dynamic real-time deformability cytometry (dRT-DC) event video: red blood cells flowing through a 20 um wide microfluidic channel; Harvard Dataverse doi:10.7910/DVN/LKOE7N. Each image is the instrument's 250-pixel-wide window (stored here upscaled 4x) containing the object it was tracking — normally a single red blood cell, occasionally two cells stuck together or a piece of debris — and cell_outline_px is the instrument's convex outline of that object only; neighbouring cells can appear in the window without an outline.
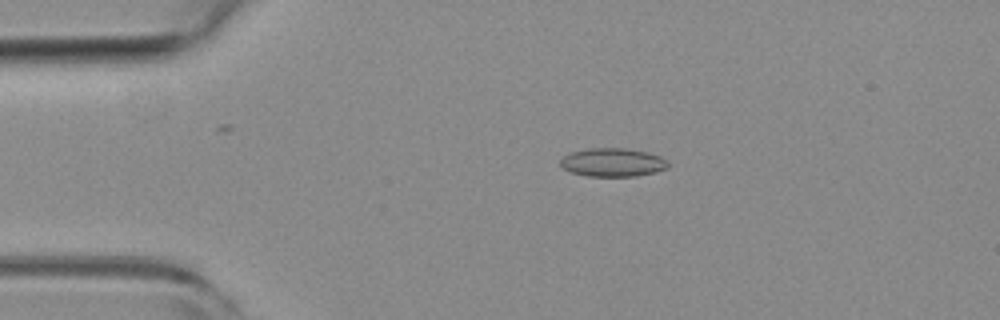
{"species": "common noctule bat (a hibernating species)", "species_latin": "Nyctalus noctula", "temperature_condition": "room temperature", "stored_images_in_passage": 53, "camera_frame_rate_fps": 3000, "um_per_image_px": 0.085, "animal": {"sex": "female", "body_mass_g": 19.3, "forearm_length_mm": 54.1}, "frame": {"image": 1, "passage_image": 10, "time_ms": 3.0, "image_size_px": [1000, 320], "cell_outline_px": [[668, 168], [656, 172], [636, 176], [588, 176], [572, 172], [564, 168], [560, 164], [560, 160], [564, 156], [572, 152], [592, 148], [624, 148], [648, 152], [660, 156], [668, 164]], "centroid_in_image_um": [52.1, 13.8], "position_along_channel_um": 32.9, "area_um2": 17.69}}
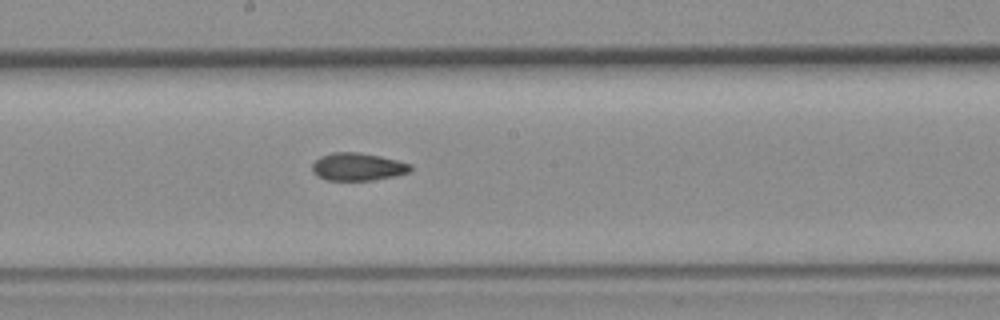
{"frame": {"image": 2, "passage_image": 28, "time_ms": 9.0, "image_size_px": [1000, 320], "cell_outline_px": [[412, 168], [408, 172], [396, 176], [372, 180], [328, 180], [316, 176], [312, 172], [312, 164], [320, 156], [332, 152], [356, 152], [380, 156], [412, 164]], "centroid_in_image_um": [30.39, 14.18], "position_along_channel_um": 217.8, "area_um2": 15.9}}
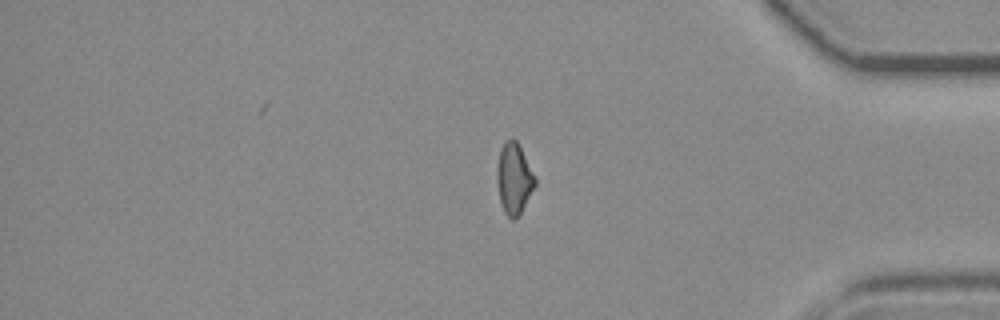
{"frame": {"image": 3, "passage_image": 44, "time_ms": 14.333, "image_size_px": [1000, 320], "cell_outline_px": [[536, 184], [520, 216], [516, 220], [512, 220], [504, 212], [500, 200], [496, 180], [496, 168], [500, 148], [504, 140], [512, 136], [516, 140], [536, 176]], "centroid_in_image_um": [43.68, 15.17], "position_along_channel_um": 391.5, "area_um2": 16.18}, "authors_computed_cell_mechanics": {"area_um2": 16.184, "velocity_mm_per_s": 3.7632, "shape_relaxation_time_tau1_ms": 9.9835, "shape_relaxation_time_tau2_ms": 4.453, "deformation_change_tau1": 0.1734, "deformation_change_tau2": 0.1116}}